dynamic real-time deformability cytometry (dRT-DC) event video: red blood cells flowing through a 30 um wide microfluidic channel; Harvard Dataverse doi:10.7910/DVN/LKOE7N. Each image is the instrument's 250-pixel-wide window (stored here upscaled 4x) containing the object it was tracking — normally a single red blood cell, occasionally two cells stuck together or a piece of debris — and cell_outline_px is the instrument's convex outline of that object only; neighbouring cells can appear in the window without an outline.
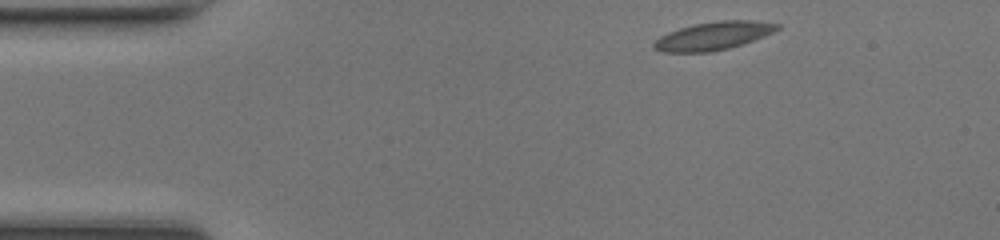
{"species": "common noctule bat (a hibernating species)", "species_latin": "Nyctalus noctula", "temperature_condition": "room temperature", "stored_images_in_passage": 42, "camera_frame_rate_fps": 3000, "um_per_image_px": 0.085, "animal": {"sex": "female", "body_mass_g": 17.0, "forearm_length_mm": 48.0}, "frame": {"image": 1, "passage_image": 1, "time_ms": 0.0, "image_size_px": [1000, 240], "cell_outline_px": [[780, 28], [764, 36], [728, 48], [712, 52], [660, 52], [652, 48], [652, 44], [660, 36], [668, 32], [680, 28], [696, 24], [720, 20], [752, 20], [780, 24]], "centroid_in_image_um": [60.6, 3.05], "position_along_channel_um": 24.4, "area_um2": 20.06}}
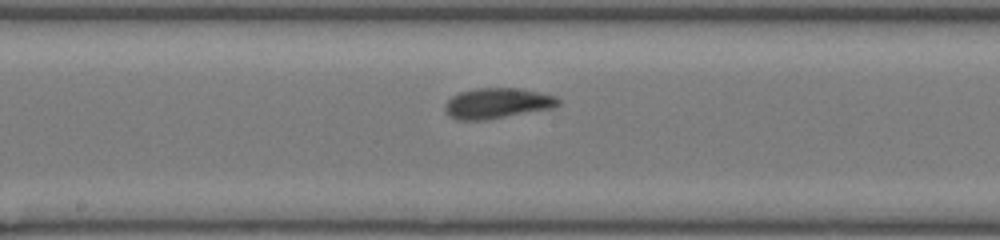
{"frame": {"image": 2, "passage_image": 19, "time_ms": 6.0, "image_size_px": [1000, 240], "cell_outline_px": [[560, 104], [552, 108], [484, 120], [456, 120], [448, 116], [444, 108], [444, 104], [452, 96], [460, 92], [476, 88], [520, 88], [556, 96], [560, 100]], "centroid_in_image_um": [42.23, 8.78], "position_along_channel_um": 206.0, "area_um2": 20.11}}
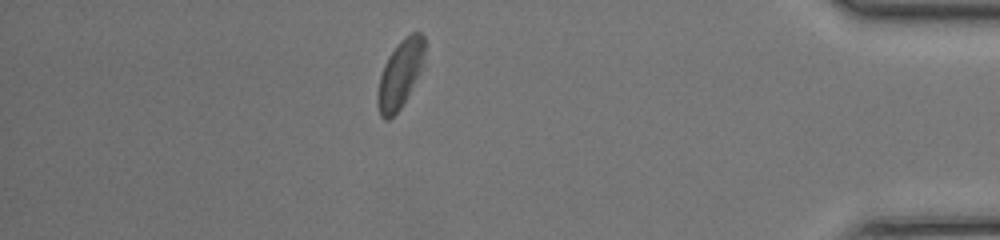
{"frame": {"image": 3, "passage_image": 36, "time_ms": 11.667, "image_size_px": [1000, 240], "cell_outline_px": [[424, 56], [420, 68], [408, 96], [404, 104], [388, 120], [384, 120], [380, 116], [376, 100], [376, 96], [380, 76], [384, 64], [388, 56], [396, 44], [404, 36], [412, 32], [420, 32], [424, 36]], "centroid_in_image_um": [33.97, 6.3], "position_along_channel_um": 401.2, "area_um2": 18.5}, "authors_computed_cell_mechanics": {"area_um2": 19.4497, "velocity_mm_per_s": 4.2397, "shape_relaxation_time_tau1_ms": 2.4171, "shape_relaxation_time_tau2_ms": 1.138, "deformation_change_tau1": 0.0792, "deformation_change_tau2": 0.0632}}